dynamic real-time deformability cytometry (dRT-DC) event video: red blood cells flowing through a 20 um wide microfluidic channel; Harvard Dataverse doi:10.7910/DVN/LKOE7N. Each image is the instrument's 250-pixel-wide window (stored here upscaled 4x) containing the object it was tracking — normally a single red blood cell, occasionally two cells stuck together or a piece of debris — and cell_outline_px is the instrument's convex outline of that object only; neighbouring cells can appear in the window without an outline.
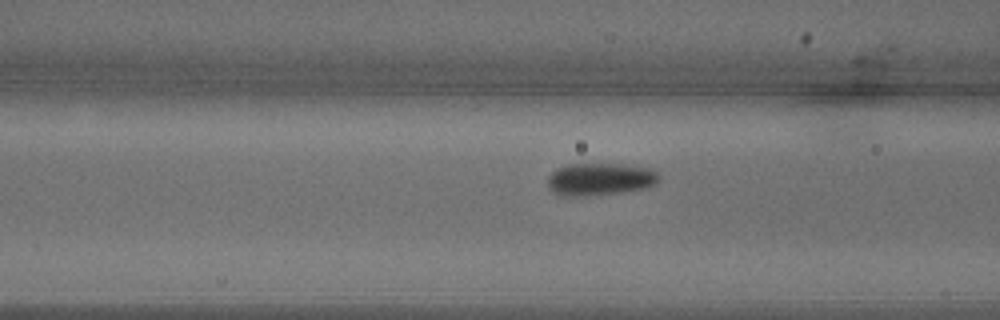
{"species": "common noctule bat (a hibernating species)", "species_latin": "Nyctalus noctula", "temperature_condition": "warm", "stored_images_in_passage": 5, "camera_frame_rate_fps": 3000, "um_per_image_px": 0.085, "animal": {"sex": "male", "body_mass_g": 18.8}, "frame": {"image": 1, "passage_image": 5, "time_ms": 1.333, "image_size_px": [1000, 320], "cell_outline_px": [[660, 180], [656, 184], [648, 188], [620, 192], [588, 196], [560, 196], [552, 192], [548, 188], [548, 176], [556, 168], [568, 164], [624, 164], [648, 168], [656, 172], [660, 176]], "centroid_in_image_um": [50.99, 15.24], "position_along_channel_um": 115.6, "area_um2": 21.33}}